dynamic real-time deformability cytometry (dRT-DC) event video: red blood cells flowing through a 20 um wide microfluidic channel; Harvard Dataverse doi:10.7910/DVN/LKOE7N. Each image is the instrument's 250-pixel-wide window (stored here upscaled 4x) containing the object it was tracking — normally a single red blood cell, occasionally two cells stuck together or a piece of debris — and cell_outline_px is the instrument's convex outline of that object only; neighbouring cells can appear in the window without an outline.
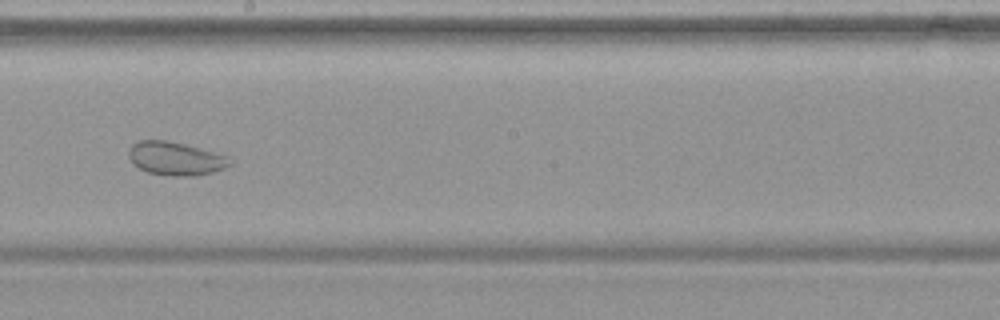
{"species": "common noctule bat (a hibernating species)", "species_latin": "Nyctalus noctula", "temperature_condition": "warm", "stored_images_in_passage": 54, "camera_frame_rate_fps": 3000, "um_per_image_px": 0.085, "animal": {"sex": "female", "body_mass_g": 19.9}, "frame": {"image": 1, "passage_image": 31, "time_ms": 10.0, "image_size_px": [1000, 320], "cell_outline_px": [[232, 164], [224, 168], [212, 172], [196, 176], [172, 176], [148, 172], [132, 164], [128, 156], [128, 152], [132, 144], [140, 140], [164, 140], [184, 144], [232, 156]], "centroid_in_image_um": [14.96, 13.48], "position_along_channel_um": 233.2, "area_um2": 19.88}}